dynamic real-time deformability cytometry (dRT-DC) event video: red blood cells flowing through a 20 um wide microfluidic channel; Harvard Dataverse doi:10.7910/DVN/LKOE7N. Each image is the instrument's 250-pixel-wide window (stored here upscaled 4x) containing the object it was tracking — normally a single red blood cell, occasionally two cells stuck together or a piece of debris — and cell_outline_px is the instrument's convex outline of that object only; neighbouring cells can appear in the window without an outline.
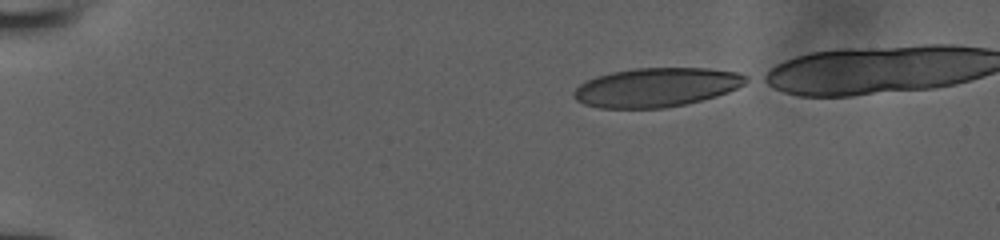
{"species": "human", "species_latin": "Homo sapiens", "temperature_condition": "room temperature", "stored_images_in_passage": 40, "camera_frame_rate_fps": 3000, "um_per_image_px": 0.085, "donor": {"sex": "male"}, "frame": {"image": 1, "passage_image": 1, "time_ms": 0.0, "image_size_px": [1000, 240], "cell_outline_px": [[752, 80], [728, 92], [716, 96], [684, 104], [664, 108], [600, 108], [584, 104], [576, 100], [572, 96], [572, 92], [580, 84], [596, 76], [612, 72], [636, 68], [708, 68], [736, 72], [748, 76]], "centroid_in_image_um": [55.8, 7.42], "position_along_channel_um": 29.2, "area_um2": 39.19}}
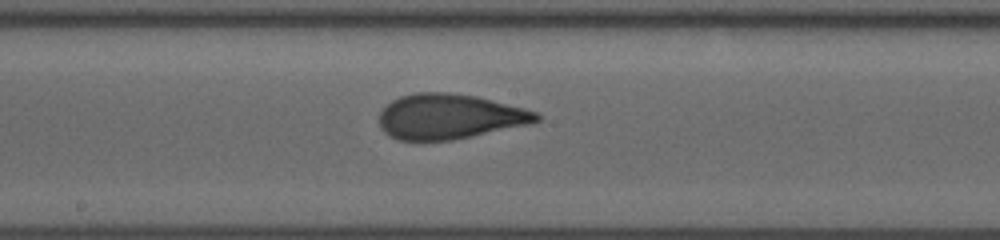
{"frame": {"image": 2, "passage_image": 21, "time_ms": 6.667, "image_size_px": [1000, 240], "cell_outline_px": [[540, 120], [532, 124], [452, 140], [396, 140], [388, 136], [384, 132], [380, 124], [380, 112], [392, 100], [400, 96], [416, 92], [448, 92], [476, 96], [524, 108], [536, 112], [540, 116]], "centroid_in_image_um": [38.21, 9.91], "position_along_channel_um": 210.0, "area_um2": 41.33}}
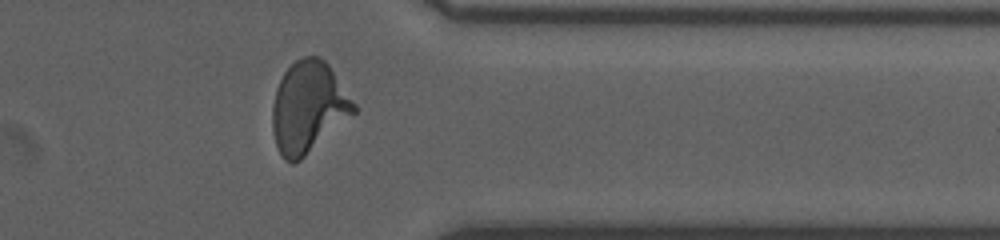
{"frame": {"image": 3, "passage_image": 34, "time_ms": 11.0, "image_size_px": [1000, 240], "cell_outline_px": [[356, 112], [300, 160], [292, 164], [284, 160], [276, 144], [272, 132], [272, 108], [276, 88], [284, 72], [296, 60], [304, 56], [320, 56], [328, 64], [356, 104]], "centroid_in_image_um": [26.2, 9.11], "position_along_channel_um": 385.2, "area_um2": 43.06}}